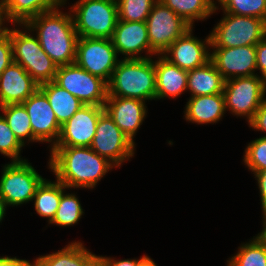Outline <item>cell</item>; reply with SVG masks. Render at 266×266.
<instances>
[{
  "label": "cell",
  "mask_w": 266,
  "mask_h": 266,
  "mask_svg": "<svg viewBox=\"0 0 266 266\" xmlns=\"http://www.w3.org/2000/svg\"><path fill=\"white\" fill-rule=\"evenodd\" d=\"M119 60L111 39L79 37L75 63L90 74L108 83Z\"/></svg>",
  "instance_id": "cell-10"
},
{
  "label": "cell",
  "mask_w": 266,
  "mask_h": 266,
  "mask_svg": "<svg viewBox=\"0 0 266 266\" xmlns=\"http://www.w3.org/2000/svg\"><path fill=\"white\" fill-rule=\"evenodd\" d=\"M187 73V91L191 97L223 93L225 79L211 61Z\"/></svg>",
  "instance_id": "cell-24"
},
{
  "label": "cell",
  "mask_w": 266,
  "mask_h": 266,
  "mask_svg": "<svg viewBox=\"0 0 266 266\" xmlns=\"http://www.w3.org/2000/svg\"><path fill=\"white\" fill-rule=\"evenodd\" d=\"M22 26L24 32L20 28H6L12 43L13 61L21 65L39 85L54 81L58 66L44 52L37 37L31 35V30L24 24Z\"/></svg>",
  "instance_id": "cell-4"
},
{
  "label": "cell",
  "mask_w": 266,
  "mask_h": 266,
  "mask_svg": "<svg viewBox=\"0 0 266 266\" xmlns=\"http://www.w3.org/2000/svg\"><path fill=\"white\" fill-rule=\"evenodd\" d=\"M13 62L10 35L5 31L0 36V74Z\"/></svg>",
  "instance_id": "cell-35"
},
{
  "label": "cell",
  "mask_w": 266,
  "mask_h": 266,
  "mask_svg": "<svg viewBox=\"0 0 266 266\" xmlns=\"http://www.w3.org/2000/svg\"><path fill=\"white\" fill-rule=\"evenodd\" d=\"M210 61L225 80L256 75V45L240 47H210Z\"/></svg>",
  "instance_id": "cell-15"
},
{
  "label": "cell",
  "mask_w": 266,
  "mask_h": 266,
  "mask_svg": "<svg viewBox=\"0 0 266 266\" xmlns=\"http://www.w3.org/2000/svg\"><path fill=\"white\" fill-rule=\"evenodd\" d=\"M223 13V18L210 33L211 47L256 45L266 36V22L263 19Z\"/></svg>",
  "instance_id": "cell-6"
},
{
  "label": "cell",
  "mask_w": 266,
  "mask_h": 266,
  "mask_svg": "<svg viewBox=\"0 0 266 266\" xmlns=\"http://www.w3.org/2000/svg\"><path fill=\"white\" fill-rule=\"evenodd\" d=\"M255 237V238H254ZM227 260V266H266V239L258 233Z\"/></svg>",
  "instance_id": "cell-28"
},
{
  "label": "cell",
  "mask_w": 266,
  "mask_h": 266,
  "mask_svg": "<svg viewBox=\"0 0 266 266\" xmlns=\"http://www.w3.org/2000/svg\"><path fill=\"white\" fill-rule=\"evenodd\" d=\"M104 1L118 4L120 0H104Z\"/></svg>",
  "instance_id": "cell-45"
},
{
  "label": "cell",
  "mask_w": 266,
  "mask_h": 266,
  "mask_svg": "<svg viewBox=\"0 0 266 266\" xmlns=\"http://www.w3.org/2000/svg\"><path fill=\"white\" fill-rule=\"evenodd\" d=\"M22 104L30 117L33 142H50L53 147L59 138L61 125L46 95L38 88Z\"/></svg>",
  "instance_id": "cell-16"
},
{
  "label": "cell",
  "mask_w": 266,
  "mask_h": 266,
  "mask_svg": "<svg viewBox=\"0 0 266 266\" xmlns=\"http://www.w3.org/2000/svg\"><path fill=\"white\" fill-rule=\"evenodd\" d=\"M107 96L155 100L156 70L151 58L121 59L107 83Z\"/></svg>",
  "instance_id": "cell-3"
},
{
  "label": "cell",
  "mask_w": 266,
  "mask_h": 266,
  "mask_svg": "<svg viewBox=\"0 0 266 266\" xmlns=\"http://www.w3.org/2000/svg\"><path fill=\"white\" fill-rule=\"evenodd\" d=\"M3 19V16H2V10H1V0H0V21Z\"/></svg>",
  "instance_id": "cell-46"
},
{
  "label": "cell",
  "mask_w": 266,
  "mask_h": 266,
  "mask_svg": "<svg viewBox=\"0 0 266 266\" xmlns=\"http://www.w3.org/2000/svg\"><path fill=\"white\" fill-rule=\"evenodd\" d=\"M24 25L36 37L44 52L57 66L75 63L79 36L72 14L62 13L59 8L40 13Z\"/></svg>",
  "instance_id": "cell-2"
},
{
  "label": "cell",
  "mask_w": 266,
  "mask_h": 266,
  "mask_svg": "<svg viewBox=\"0 0 266 266\" xmlns=\"http://www.w3.org/2000/svg\"><path fill=\"white\" fill-rule=\"evenodd\" d=\"M139 266H157L156 263L149 256L144 255L140 257Z\"/></svg>",
  "instance_id": "cell-41"
},
{
  "label": "cell",
  "mask_w": 266,
  "mask_h": 266,
  "mask_svg": "<svg viewBox=\"0 0 266 266\" xmlns=\"http://www.w3.org/2000/svg\"><path fill=\"white\" fill-rule=\"evenodd\" d=\"M2 116L15 134L19 142L25 146V139L33 142V132L30 117L23 104H9L1 106Z\"/></svg>",
  "instance_id": "cell-29"
},
{
  "label": "cell",
  "mask_w": 266,
  "mask_h": 266,
  "mask_svg": "<svg viewBox=\"0 0 266 266\" xmlns=\"http://www.w3.org/2000/svg\"><path fill=\"white\" fill-rule=\"evenodd\" d=\"M0 178V198L7 206H18L32 201L44 180L28 160L5 164Z\"/></svg>",
  "instance_id": "cell-7"
},
{
  "label": "cell",
  "mask_w": 266,
  "mask_h": 266,
  "mask_svg": "<svg viewBox=\"0 0 266 266\" xmlns=\"http://www.w3.org/2000/svg\"><path fill=\"white\" fill-rule=\"evenodd\" d=\"M67 0H1L3 20L14 26L25 24L29 19L66 4Z\"/></svg>",
  "instance_id": "cell-21"
},
{
  "label": "cell",
  "mask_w": 266,
  "mask_h": 266,
  "mask_svg": "<svg viewBox=\"0 0 266 266\" xmlns=\"http://www.w3.org/2000/svg\"><path fill=\"white\" fill-rule=\"evenodd\" d=\"M65 189L68 188L57 179L56 182L44 179L36 190L32 199V201L34 200L35 211L39 216L48 218L49 224L56 215L61 195Z\"/></svg>",
  "instance_id": "cell-26"
},
{
  "label": "cell",
  "mask_w": 266,
  "mask_h": 266,
  "mask_svg": "<svg viewBox=\"0 0 266 266\" xmlns=\"http://www.w3.org/2000/svg\"><path fill=\"white\" fill-rule=\"evenodd\" d=\"M256 67L266 82V36L256 44Z\"/></svg>",
  "instance_id": "cell-36"
},
{
  "label": "cell",
  "mask_w": 266,
  "mask_h": 266,
  "mask_svg": "<svg viewBox=\"0 0 266 266\" xmlns=\"http://www.w3.org/2000/svg\"><path fill=\"white\" fill-rule=\"evenodd\" d=\"M140 259L115 260L110 257L99 256V266H139Z\"/></svg>",
  "instance_id": "cell-38"
},
{
  "label": "cell",
  "mask_w": 266,
  "mask_h": 266,
  "mask_svg": "<svg viewBox=\"0 0 266 266\" xmlns=\"http://www.w3.org/2000/svg\"><path fill=\"white\" fill-rule=\"evenodd\" d=\"M260 191L262 212L266 210V170L253 173Z\"/></svg>",
  "instance_id": "cell-39"
},
{
  "label": "cell",
  "mask_w": 266,
  "mask_h": 266,
  "mask_svg": "<svg viewBox=\"0 0 266 266\" xmlns=\"http://www.w3.org/2000/svg\"><path fill=\"white\" fill-rule=\"evenodd\" d=\"M248 124L253 129L266 133V99L262 102L255 112L254 118Z\"/></svg>",
  "instance_id": "cell-37"
},
{
  "label": "cell",
  "mask_w": 266,
  "mask_h": 266,
  "mask_svg": "<svg viewBox=\"0 0 266 266\" xmlns=\"http://www.w3.org/2000/svg\"><path fill=\"white\" fill-rule=\"evenodd\" d=\"M39 89L46 95L61 126L84 105L78 98L54 81L40 84Z\"/></svg>",
  "instance_id": "cell-25"
},
{
  "label": "cell",
  "mask_w": 266,
  "mask_h": 266,
  "mask_svg": "<svg viewBox=\"0 0 266 266\" xmlns=\"http://www.w3.org/2000/svg\"><path fill=\"white\" fill-rule=\"evenodd\" d=\"M157 0H120L118 3L119 20L143 22Z\"/></svg>",
  "instance_id": "cell-32"
},
{
  "label": "cell",
  "mask_w": 266,
  "mask_h": 266,
  "mask_svg": "<svg viewBox=\"0 0 266 266\" xmlns=\"http://www.w3.org/2000/svg\"><path fill=\"white\" fill-rule=\"evenodd\" d=\"M49 168L56 179L70 188L93 189L115 167L90 147H50Z\"/></svg>",
  "instance_id": "cell-1"
},
{
  "label": "cell",
  "mask_w": 266,
  "mask_h": 266,
  "mask_svg": "<svg viewBox=\"0 0 266 266\" xmlns=\"http://www.w3.org/2000/svg\"><path fill=\"white\" fill-rule=\"evenodd\" d=\"M223 94L225 110L237 117H246L249 123L266 99V82L257 74L232 78L225 80Z\"/></svg>",
  "instance_id": "cell-8"
},
{
  "label": "cell",
  "mask_w": 266,
  "mask_h": 266,
  "mask_svg": "<svg viewBox=\"0 0 266 266\" xmlns=\"http://www.w3.org/2000/svg\"><path fill=\"white\" fill-rule=\"evenodd\" d=\"M0 266H33L29 260L19 259L17 257L2 256L0 257Z\"/></svg>",
  "instance_id": "cell-40"
},
{
  "label": "cell",
  "mask_w": 266,
  "mask_h": 266,
  "mask_svg": "<svg viewBox=\"0 0 266 266\" xmlns=\"http://www.w3.org/2000/svg\"><path fill=\"white\" fill-rule=\"evenodd\" d=\"M150 47L161 55L176 39L191 26L180 16L157 0L145 21Z\"/></svg>",
  "instance_id": "cell-12"
},
{
  "label": "cell",
  "mask_w": 266,
  "mask_h": 266,
  "mask_svg": "<svg viewBox=\"0 0 266 266\" xmlns=\"http://www.w3.org/2000/svg\"><path fill=\"white\" fill-rule=\"evenodd\" d=\"M193 28H189L161 54L171 64L186 71L201 67L210 61V34L203 41L193 36Z\"/></svg>",
  "instance_id": "cell-13"
},
{
  "label": "cell",
  "mask_w": 266,
  "mask_h": 266,
  "mask_svg": "<svg viewBox=\"0 0 266 266\" xmlns=\"http://www.w3.org/2000/svg\"><path fill=\"white\" fill-rule=\"evenodd\" d=\"M22 147L6 120L0 115V153L11 158L12 161H23L20 158Z\"/></svg>",
  "instance_id": "cell-34"
},
{
  "label": "cell",
  "mask_w": 266,
  "mask_h": 266,
  "mask_svg": "<svg viewBox=\"0 0 266 266\" xmlns=\"http://www.w3.org/2000/svg\"><path fill=\"white\" fill-rule=\"evenodd\" d=\"M223 93L190 97L184 111L186 121L196 124L217 123L224 116Z\"/></svg>",
  "instance_id": "cell-22"
},
{
  "label": "cell",
  "mask_w": 266,
  "mask_h": 266,
  "mask_svg": "<svg viewBox=\"0 0 266 266\" xmlns=\"http://www.w3.org/2000/svg\"><path fill=\"white\" fill-rule=\"evenodd\" d=\"M83 210L76 194H65L64 191L61 195L56 215L50 224L61 227L73 226L81 219L84 213Z\"/></svg>",
  "instance_id": "cell-30"
},
{
  "label": "cell",
  "mask_w": 266,
  "mask_h": 266,
  "mask_svg": "<svg viewBox=\"0 0 266 266\" xmlns=\"http://www.w3.org/2000/svg\"><path fill=\"white\" fill-rule=\"evenodd\" d=\"M193 27L197 20H206L219 9L214 0H160ZM215 2V3H214ZM195 20V21H194Z\"/></svg>",
  "instance_id": "cell-27"
},
{
  "label": "cell",
  "mask_w": 266,
  "mask_h": 266,
  "mask_svg": "<svg viewBox=\"0 0 266 266\" xmlns=\"http://www.w3.org/2000/svg\"><path fill=\"white\" fill-rule=\"evenodd\" d=\"M3 24L5 25V21L2 19L0 21V36L6 31V28L5 26H3Z\"/></svg>",
  "instance_id": "cell-44"
},
{
  "label": "cell",
  "mask_w": 266,
  "mask_h": 266,
  "mask_svg": "<svg viewBox=\"0 0 266 266\" xmlns=\"http://www.w3.org/2000/svg\"><path fill=\"white\" fill-rule=\"evenodd\" d=\"M90 148L106 158L115 167L133 157L135 144L119 129L104 111L97 122V128Z\"/></svg>",
  "instance_id": "cell-11"
},
{
  "label": "cell",
  "mask_w": 266,
  "mask_h": 266,
  "mask_svg": "<svg viewBox=\"0 0 266 266\" xmlns=\"http://www.w3.org/2000/svg\"><path fill=\"white\" fill-rule=\"evenodd\" d=\"M112 43L117 54L125 55L123 59H144L158 55L148 39L146 22H127L118 20L112 35ZM146 52V56L140 53ZM151 55V56H150Z\"/></svg>",
  "instance_id": "cell-17"
},
{
  "label": "cell",
  "mask_w": 266,
  "mask_h": 266,
  "mask_svg": "<svg viewBox=\"0 0 266 266\" xmlns=\"http://www.w3.org/2000/svg\"><path fill=\"white\" fill-rule=\"evenodd\" d=\"M33 266H99V256L75 241L55 253L37 257Z\"/></svg>",
  "instance_id": "cell-23"
},
{
  "label": "cell",
  "mask_w": 266,
  "mask_h": 266,
  "mask_svg": "<svg viewBox=\"0 0 266 266\" xmlns=\"http://www.w3.org/2000/svg\"><path fill=\"white\" fill-rule=\"evenodd\" d=\"M243 162L253 173L266 170V137L252 140L246 147Z\"/></svg>",
  "instance_id": "cell-33"
},
{
  "label": "cell",
  "mask_w": 266,
  "mask_h": 266,
  "mask_svg": "<svg viewBox=\"0 0 266 266\" xmlns=\"http://www.w3.org/2000/svg\"><path fill=\"white\" fill-rule=\"evenodd\" d=\"M79 37L111 39L119 20L118 4L79 0L70 8Z\"/></svg>",
  "instance_id": "cell-5"
},
{
  "label": "cell",
  "mask_w": 266,
  "mask_h": 266,
  "mask_svg": "<svg viewBox=\"0 0 266 266\" xmlns=\"http://www.w3.org/2000/svg\"><path fill=\"white\" fill-rule=\"evenodd\" d=\"M39 84L18 63L12 62L0 74V107L22 104L37 89Z\"/></svg>",
  "instance_id": "cell-19"
},
{
  "label": "cell",
  "mask_w": 266,
  "mask_h": 266,
  "mask_svg": "<svg viewBox=\"0 0 266 266\" xmlns=\"http://www.w3.org/2000/svg\"><path fill=\"white\" fill-rule=\"evenodd\" d=\"M104 106L83 105L61 126L54 146L90 147Z\"/></svg>",
  "instance_id": "cell-14"
},
{
  "label": "cell",
  "mask_w": 266,
  "mask_h": 266,
  "mask_svg": "<svg viewBox=\"0 0 266 266\" xmlns=\"http://www.w3.org/2000/svg\"><path fill=\"white\" fill-rule=\"evenodd\" d=\"M156 94L155 100L175 98L187 90L188 73L186 70L171 64L162 55L155 60Z\"/></svg>",
  "instance_id": "cell-20"
},
{
  "label": "cell",
  "mask_w": 266,
  "mask_h": 266,
  "mask_svg": "<svg viewBox=\"0 0 266 266\" xmlns=\"http://www.w3.org/2000/svg\"><path fill=\"white\" fill-rule=\"evenodd\" d=\"M262 214H263V230L260 232V234L266 239V210Z\"/></svg>",
  "instance_id": "cell-43"
},
{
  "label": "cell",
  "mask_w": 266,
  "mask_h": 266,
  "mask_svg": "<svg viewBox=\"0 0 266 266\" xmlns=\"http://www.w3.org/2000/svg\"><path fill=\"white\" fill-rule=\"evenodd\" d=\"M6 205L0 198V223L2 222L4 215L6 214Z\"/></svg>",
  "instance_id": "cell-42"
},
{
  "label": "cell",
  "mask_w": 266,
  "mask_h": 266,
  "mask_svg": "<svg viewBox=\"0 0 266 266\" xmlns=\"http://www.w3.org/2000/svg\"><path fill=\"white\" fill-rule=\"evenodd\" d=\"M146 109L145 101L136 98L107 96L104 104V110L134 144V136L146 117Z\"/></svg>",
  "instance_id": "cell-18"
},
{
  "label": "cell",
  "mask_w": 266,
  "mask_h": 266,
  "mask_svg": "<svg viewBox=\"0 0 266 266\" xmlns=\"http://www.w3.org/2000/svg\"><path fill=\"white\" fill-rule=\"evenodd\" d=\"M225 13L258 17L266 22V0H217Z\"/></svg>",
  "instance_id": "cell-31"
},
{
  "label": "cell",
  "mask_w": 266,
  "mask_h": 266,
  "mask_svg": "<svg viewBox=\"0 0 266 266\" xmlns=\"http://www.w3.org/2000/svg\"><path fill=\"white\" fill-rule=\"evenodd\" d=\"M54 82L84 105L104 106L106 102L107 83L76 63L58 66Z\"/></svg>",
  "instance_id": "cell-9"
}]
</instances>
